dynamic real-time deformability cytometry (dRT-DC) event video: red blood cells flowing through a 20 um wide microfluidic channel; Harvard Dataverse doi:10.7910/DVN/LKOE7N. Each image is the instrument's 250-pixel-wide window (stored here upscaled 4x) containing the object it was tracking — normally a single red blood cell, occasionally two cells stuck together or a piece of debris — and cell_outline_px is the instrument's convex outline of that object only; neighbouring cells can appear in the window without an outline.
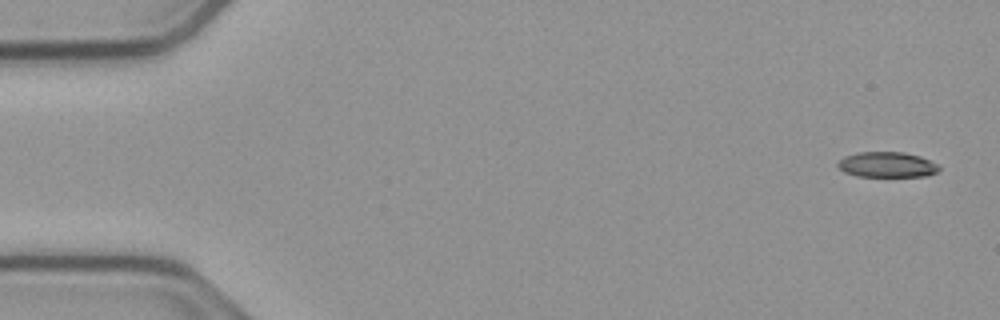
{"species": "common noctule bat (a hibernating species)", "species_latin": "Nyctalus noctula", "temperature_condition": "cold", "stored_images_in_passage": 53, "camera_frame_rate_fps": 3000, "um_per_image_px": 0.085, "animal": {"sex": "male", "body_mass_g": 23.1, "forearm_length_mm": 52.7}, "frame": {"image": 1, "passage_image": 1, "time_ms": 0.0, "image_size_px": [1000, 320], "cell_outline_px": [[940, 168], [936, 172], [924, 176], [856, 176], [844, 172], [836, 164], [844, 156], [856, 152], [904, 152], [920, 156], [940, 164]], "centroid_in_image_um": [75.4, 13.98], "position_along_channel_um": 9.6, "area_um2": 15.03}}
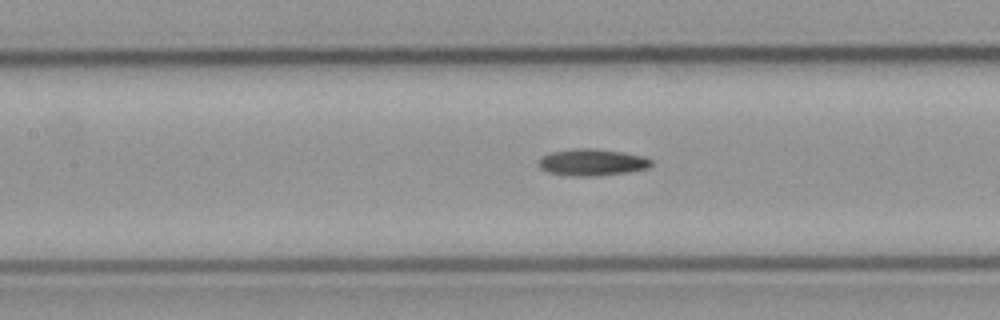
{"frame": {"image": 2, "passage_image": 23, "time_ms": 7.333, "image_size_px": [1000, 320], "cell_outline_px": [[652, 164], [648, 168], [624, 172], [596, 176], [572, 176], [548, 172], [540, 168], [540, 160], [544, 156], [552, 152], [576, 148], [596, 148], [624, 152], [644, 156], [652, 160]], "centroid_in_image_um": [50.36, 13.79], "position_along_channel_um": 157.0, "area_um2": 17.4}}
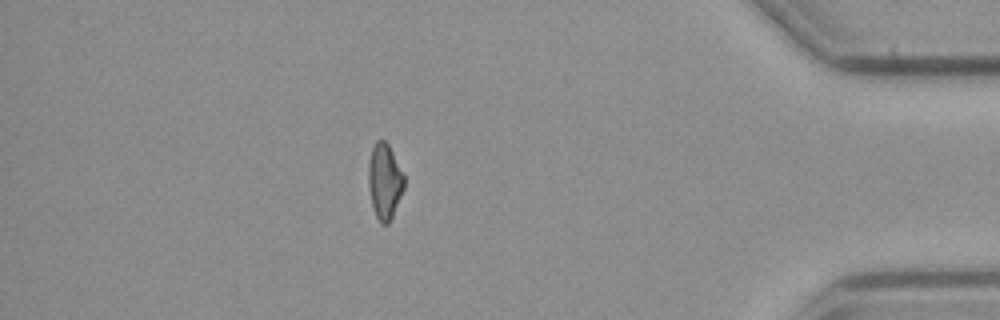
{"frame": {"image": 3, "passage_image": 46, "time_ms": 15.0, "image_size_px": [1000, 320], "cell_outline_px": [[404, 188], [392, 216], [388, 224], [380, 224], [372, 208], [368, 184], [368, 164], [372, 148], [376, 140], [384, 140], [388, 144], [404, 176]], "centroid_in_image_um": [32.67, 15.42], "position_along_channel_um": 402.5, "area_um2": 15.61}}